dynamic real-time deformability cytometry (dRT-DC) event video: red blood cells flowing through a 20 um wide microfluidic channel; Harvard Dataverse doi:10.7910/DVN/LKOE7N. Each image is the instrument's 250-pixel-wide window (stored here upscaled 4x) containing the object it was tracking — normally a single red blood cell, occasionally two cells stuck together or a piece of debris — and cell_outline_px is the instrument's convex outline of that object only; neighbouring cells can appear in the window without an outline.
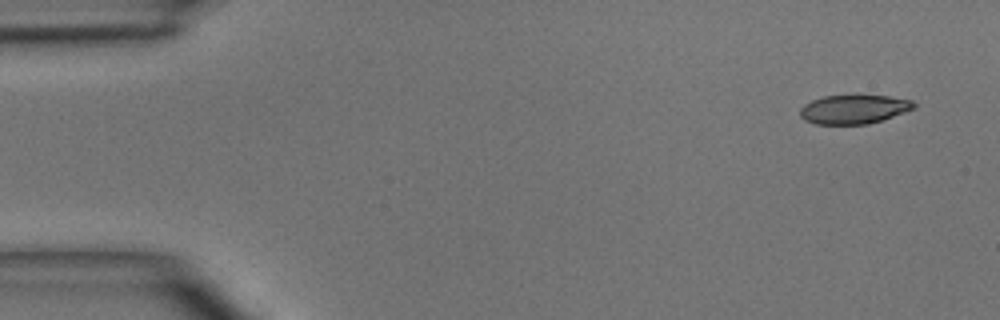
{"species": "common noctule bat (a hibernating species)", "species_latin": "Nyctalus noctula", "temperature_condition": "room temperature", "stored_images_in_passage": 4, "camera_frame_rate_fps": 3000, "um_per_image_px": 0.085, "animal": {"sex": "male", "body_mass_g": 15.6}, "frame": {"image": 1, "passage_image": 1, "time_ms": 0.0, "image_size_px": [1000, 320], "cell_outline_px": [[916, 108], [868, 124], [816, 124], [804, 120], [800, 116], [800, 108], [804, 104], [812, 100], [824, 96], [888, 96], [912, 100], [916, 104]], "centroid_in_image_um": [72.56, 9.29], "position_along_channel_um": 12.4, "area_um2": 19.02}}
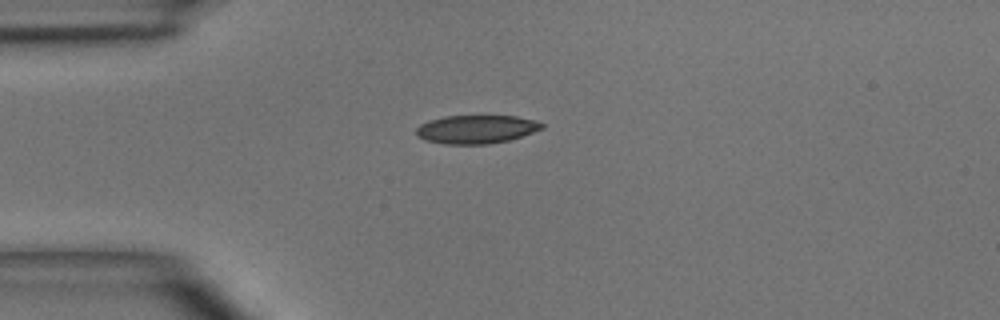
{"frame": {"image": 2, "passage_image": 3, "time_ms": 3.0, "image_size_px": [1000, 320], "cell_outline_px": [[544, 128], [508, 140], [488, 144], [444, 144], [424, 140], [416, 136], [416, 128], [420, 124], [428, 120], [444, 116], [516, 116], [536, 120], [544, 124]], "centroid_in_image_um": [40.45, 10.98], "position_along_channel_um": 44.6, "area_um2": 20.87}}